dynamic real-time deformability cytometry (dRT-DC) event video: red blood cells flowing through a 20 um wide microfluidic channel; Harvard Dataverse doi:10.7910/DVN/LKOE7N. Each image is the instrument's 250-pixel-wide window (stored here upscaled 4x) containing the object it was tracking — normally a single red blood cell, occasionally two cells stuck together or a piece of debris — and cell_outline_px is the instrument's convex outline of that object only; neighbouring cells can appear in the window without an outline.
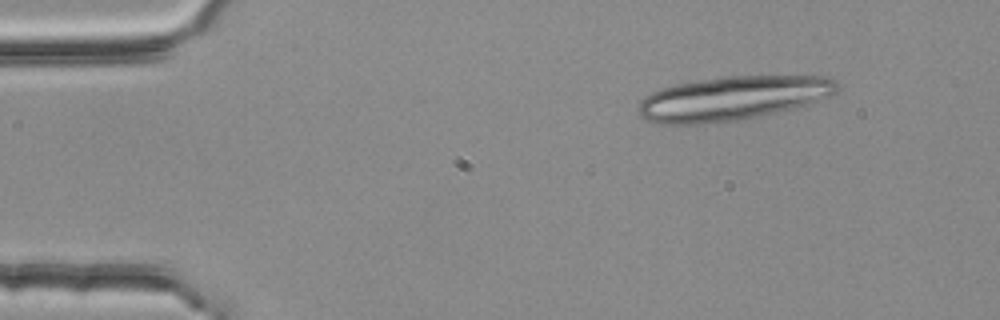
{"species": "common noctule bat (a hibernating species)", "species_latin": "Nyctalus noctula", "temperature_condition": "room temperature", "stored_images_in_passage": 4, "segment_of_instrument_passage": [1, 2], "camera_frame_rate_fps": 3000, "um_per_image_px": 0.085, "animal": {"sex": "female", "body_mass_g": 25.1}, "frame": {"image": 1, "passage_image": 1, "time_ms": 0.0, "image_size_px": [1000, 320], "cell_outline_px": [[840, 88], [836, 92], [820, 100], [796, 108], [736, 120], [700, 124], [660, 124], [644, 120], [640, 116], [640, 100], [644, 96], [660, 88], [676, 84], [696, 80], [724, 76], [828, 76], [836, 80]], "centroid_in_image_um": [62.28, 8.34], "position_along_channel_um": 22.7, "area_um2": 51.15}}